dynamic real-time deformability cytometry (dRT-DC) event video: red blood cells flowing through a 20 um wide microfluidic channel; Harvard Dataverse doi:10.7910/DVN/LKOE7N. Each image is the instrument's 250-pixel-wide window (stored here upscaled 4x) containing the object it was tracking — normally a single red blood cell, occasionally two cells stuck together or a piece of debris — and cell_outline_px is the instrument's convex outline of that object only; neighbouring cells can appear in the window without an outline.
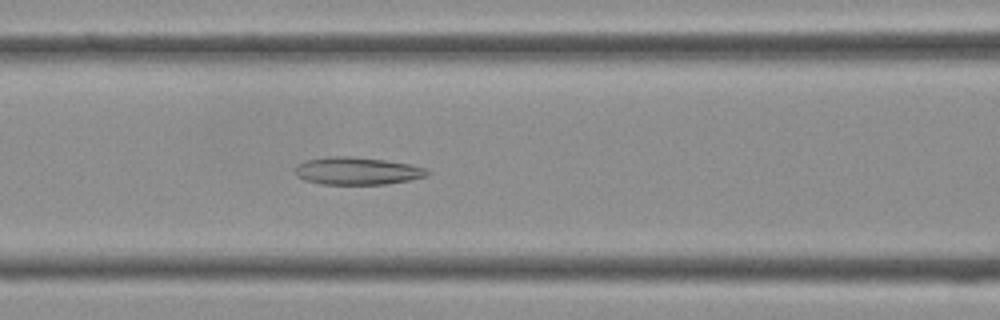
{"species": "Egyptian fruit bat (a non-hibernating species)", "species_latin": "Rousettus aegyptiacus", "temperature_condition": "cold", "stored_images_in_passage": 39, "camera_frame_rate_fps": 3000, "um_per_image_px": 0.085, "frame": {"image": 1, "passage_image": 15, "time_ms": 4.667, "image_size_px": [1000, 320], "cell_outline_px": [[432, 172], [428, 176], [408, 180], [384, 184], [320, 184], [304, 180], [296, 176], [296, 164], [304, 160], [324, 156], [348, 156], [384, 160], [412, 164], [424, 168]], "centroid_in_image_um": [30.33, 14.52], "position_along_channel_um": 136.3, "area_um2": 21.39}}
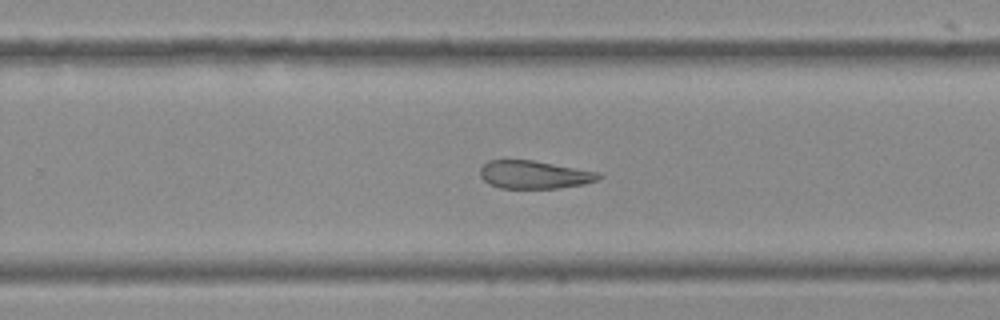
{"frame": {"image": 2, "passage_image": 24, "time_ms": 7.667, "image_size_px": [1000, 320], "cell_outline_px": [[604, 176], [596, 180], [584, 184], [556, 188], [500, 188], [488, 184], [480, 176], [480, 168], [488, 160], [532, 160], [600, 172]], "centroid_in_image_um": [45.41, 14.84], "position_along_channel_um": 284.4, "area_um2": 19.36}}
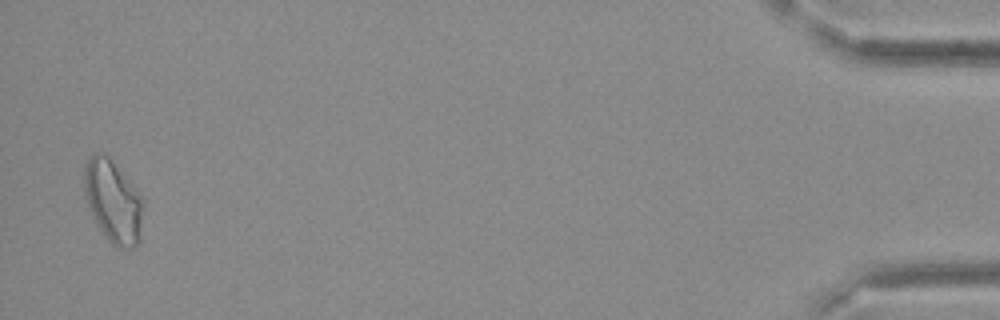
{"frame": {"image": 3, "passage_image": 38, "time_ms": 12.333, "image_size_px": [1000, 320], "cell_outline_px": [[144, 196], [140, 240], [132, 248], [116, 248], [104, 236], [96, 224], [88, 204], [84, 192], [84, 164], [92, 152], [104, 152], [108, 156]], "centroid_in_image_um": [9.62, 17.1], "position_along_channel_um": 425.6, "area_um2": 28.9}}